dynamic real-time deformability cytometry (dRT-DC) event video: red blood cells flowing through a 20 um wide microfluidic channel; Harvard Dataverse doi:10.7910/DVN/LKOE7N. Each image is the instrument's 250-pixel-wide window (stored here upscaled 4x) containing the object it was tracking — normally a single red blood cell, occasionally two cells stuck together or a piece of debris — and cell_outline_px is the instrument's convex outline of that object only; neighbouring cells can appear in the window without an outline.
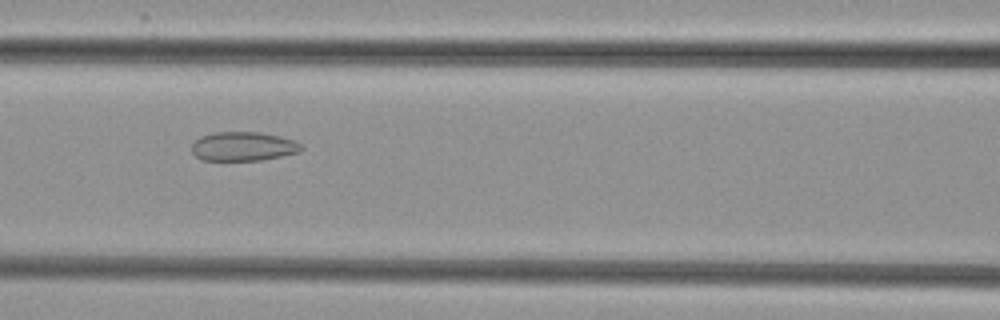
{"species": "common noctule bat (a hibernating species)", "species_latin": "Nyctalus noctula", "temperature_condition": "cold", "stored_images_in_passage": 4, "camera_frame_rate_fps": 3000, "um_per_image_px": 0.085, "animal": {"sex": "female", "body_mass_g": 29.2, "forearm_length_mm": 56.3}, "frame": {"image": 1, "passage_image": 3, "time_ms": 2.333, "image_size_px": [1000, 320], "cell_outline_px": [[304, 148], [300, 152], [260, 160], [200, 160], [192, 152], [192, 144], [200, 136], [216, 132], [260, 132], [280, 136], [296, 140]], "centroid_in_image_um": [20.69, 12.44], "position_along_channel_um": 145.9, "area_um2": 18.61}}
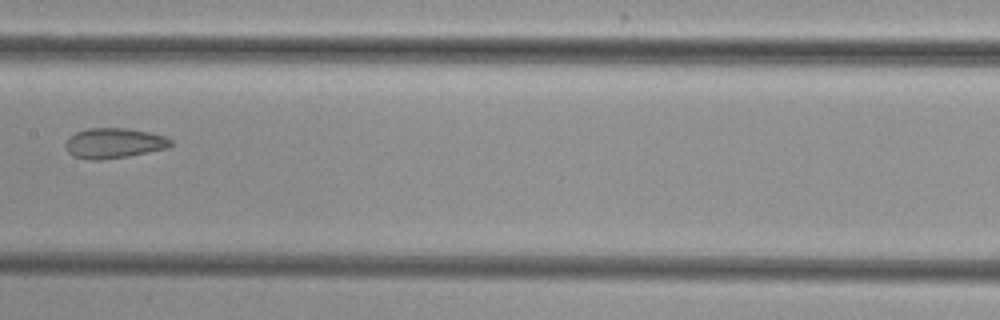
{"frame": {"image": 2, "passage_image": 4, "time_ms": 3.667, "image_size_px": [1000, 320], "cell_outline_px": [[172, 144], [168, 148], [128, 156], [100, 160], [92, 160], [72, 156], [64, 148], [64, 144], [76, 132], [88, 128], [128, 128], [148, 132], [164, 136], [172, 140]], "centroid_in_image_um": [9.68, 12.17], "position_along_channel_um": 197.7, "area_um2": 18.5}}